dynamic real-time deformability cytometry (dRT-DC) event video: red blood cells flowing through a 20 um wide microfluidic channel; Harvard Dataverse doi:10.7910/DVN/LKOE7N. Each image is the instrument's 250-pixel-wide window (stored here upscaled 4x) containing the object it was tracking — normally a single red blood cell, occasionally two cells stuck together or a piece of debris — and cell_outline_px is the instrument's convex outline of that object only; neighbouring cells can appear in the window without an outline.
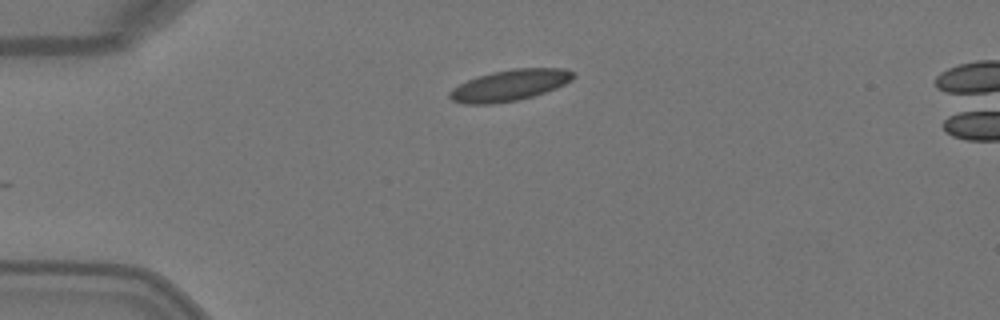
{"species": "Egyptian fruit bat (a non-hibernating species)", "species_latin": "Rousettus aegyptiacus", "temperature_condition": "warm", "stored_images_in_passage": 3, "camera_frame_rate_fps": 3000, "um_per_image_px": 0.085, "animal": {"sex": "female"}, "frame": {"image": 1, "passage_image": 3, "time_ms": 0.667, "image_size_px": [1000, 320], "cell_outline_px": [[576, 76], [572, 80], [556, 88], [520, 100], [492, 104], [464, 104], [452, 100], [448, 96], [448, 92], [452, 88], [476, 76], [492, 72], [512, 68], [564, 68], [572, 72]], "centroid_in_image_um": [43.3, 7.25], "position_along_channel_um": 41.7, "area_um2": 22.54}}